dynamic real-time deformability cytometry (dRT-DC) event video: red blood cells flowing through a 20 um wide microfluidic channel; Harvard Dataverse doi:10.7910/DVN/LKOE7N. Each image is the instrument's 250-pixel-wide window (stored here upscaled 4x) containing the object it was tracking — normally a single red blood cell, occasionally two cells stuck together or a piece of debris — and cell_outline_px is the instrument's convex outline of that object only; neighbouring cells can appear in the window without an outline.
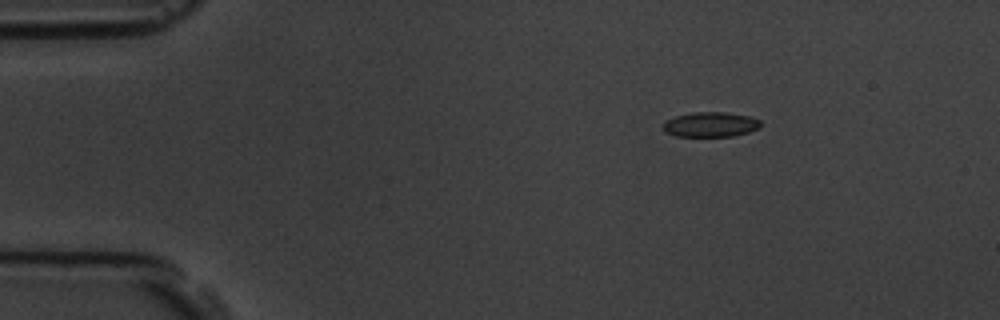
{"species": "common noctule bat (a hibernating species)", "species_latin": "Nyctalus noctula", "temperature_condition": "room temperature", "stored_images_in_passage": 3, "camera_frame_rate_fps": 3000, "um_per_image_px": 0.085, "animal": {"sex": "male", "body_mass_g": 19.5, "forearm_length_mm": 54.6}, "frame": {"image": 1, "passage_image": 1, "time_ms": 0.0, "image_size_px": [1000, 320], "cell_outline_px": [[760, 128], [748, 132], [732, 136], [676, 136], [664, 132], [664, 120], [676, 116], [692, 112], [724, 112], [748, 116], [760, 120]], "centroid_in_image_um": [60.37, 10.58], "position_along_channel_um": 24.6, "area_um2": 14.1}}